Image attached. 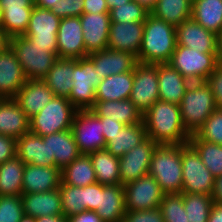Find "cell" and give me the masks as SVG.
Masks as SVG:
<instances>
[{"label":"cell","instance_id":"6da1fadb","mask_svg":"<svg viewBox=\"0 0 222 222\" xmlns=\"http://www.w3.org/2000/svg\"><path fill=\"white\" fill-rule=\"evenodd\" d=\"M143 122L147 138L157 144L183 145L191 135L183 126L179 105L156 101L144 114Z\"/></svg>","mask_w":222,"mask_h":222},{"label":"cell","instance_id":"7a4b0ae2","mask_svg":"<svg viewBox=\"0 0 222 222\" xmlns=\"http://www.w3.org/2000/svg\"><path fill=\"white\" fill-rule=\"evenodd\" d=\"M175 30V26L149 13L144 21L143 40L137 57L138 63H168L177 45Z\"/></svg>","mask_w":222,"mask_h":222},{"label":"cell","instance_id":"3957f363","mask_svg":"<svg viewBox=\"0 0 222 222\" xmlns=\"http://www.w3.org/2000/svg\"><path fill=\"white\" fill-rule=\"evenodd\" d=\"M149 174L165 194L182 193L181 145L158 144L153 152Z\"/></svg>","mask_w":222,"mask_h":222},{"label":"cell","instance_id":"277c9868","mask_svg":"<svg viewBox=\"0 0 222 222\" xmlns=\"http://www.w3.org/2000/svg\"><path fill=\"white\" fill-rule=\"evenodd\" d=\"M183 126L192 135L217 109L214 95L205 82H191L179 103Z\"/></svg>","mask_w":222,"mask_h":222},{"label":"cell","instance_id":"5b68a950","mask_svg":"<svg viewBox=\"0 0 222 222\" xmlns=\"http://www.w3.org/2000/svg\"><path fill=\"white\" fill-rule=\"evenodd\" d=\"M77 111L68 98L54 97L42 110L29 118L30 132L43 137L69 130Z\"/></svg>","mask_w":222,"mask_h":222},{"label":"cell","instance_id":"8992f818","mask_svg":"<svg viewBox=\"0 0 222 222\" xmlns=\"http://www.w3.org/2000/svg\"><path fill=\"white\" fill-rule=\"evenodd\" d=\"M73 85L69 101L77 110H89L96 101V87L104 78L100 77L94 64L88 57L72 59Z\"/></svg>","mask_w":222,"mask_h":222},{"label":"cell","instance_id":"52a82bcc","mask_svg":"<svg viewBox=\"0 0 222 222\" xmlns=\"http://www.w3.org/2000/svg\"><path fill=\"white\" fill-rule=\"evenodd\" d=\"M8 45L16 54L27 79L42 80L58 59L56 54L31 44L24 36L9 38Z\"/></svg>","mask_w":222,"mask_h":222},{"label":"cell","instance_id":"ba28073f","mask_svg":"<svg viewBox=\"0 0 222 222\" xmlns=\"http://www.w3.org/2000/svg\"><path fill=\"white\" fill-rule=\"evenodd\" d=\"M168 63L190 82H202L216 69L219 61L218 53H201L176 46Z\"/></svg>","mask_w":222,"mask_h":222},{"label":"cell","instance_id":"9c48e42d","mask_svg":"<svg viewBox=\"0 0 222 222\" xmlns=\"http://www.w3.org/2000/svg\"><path fill=\"white\" fill-rule=\"evenodd\" d=\"M182 193L211 195L215 177L204 165L197 151L189 144L181 145Z\"/></svg>","mask_w":222,"mask_h":222},{"label":"cell","instance_id":"30bf717a","mask_svg":"<svg viewBox=\"0 0 222 222\" xmlns=\"http://www.w3.org/2000/svg\"><path fill=\"white\" fill-rule=\"evenodd\" d=\"M61 18L51 10L34 6L27 31L23 35L31 44L46 48L58 56L57 32Z\"/></svg>","mask_w":222,"mask_h":222},{"label":"cell","instance_id":"8fae6325","mask_svg":"<svg viewBox=\"0 0 222 222\" xmlns=\"http://www.w3.org/2000/svg\"><path fill=\"white\" fill-rule=\"evenodd\" d=\"M71 130L81 154L105 149L101 119L90 109L77 111Z\"/></svg>","mask_w":222,"mask_h":222},{"label":"cell","instance_id":"7c38bea8","mask_svg":"<svg viewBox=\"0 0 222 222\" xmlns=\"http://www.w3.org/2000/svg\"><path fill=\"white\" fill-rule=\"evenodd\" d=\"M124 186L126 211L159 208L165 193L150 174L142 176Z\"/></svg>","mask_w":222,"mask_h":222},{"label":"cell","instance_id":"4fadbf2b","mask_svg":"<svg viewBox=\"0 0 222 222\" xmlns=\"http://www.w3.org/2000/svg\"><path fill=\"white\" fill-rule=\"evenodd\" d=\"M158 64L138 63L134 68V82L129 99L145 113L159 100Z\"/></svg>","mask_w":222,"mask_h":222},{"label":"cell","instance_id":"5bb4252c","mask_svg":"<svg viewBox=\"0 0 222 222\" xmlns=\"http://www.w3.org/2000/svg\"><path fill=\"white\" fill-rule=\"evenodd\" d=\"M157 143L147 138L128 153L119 157V173L121 185L135 181L149 174V167Z\"/></svg>","mask_w":222,"mask_h":222},{"label":"cell","instance_id":"9a60e30c","mask_svg":"<svg viewBox=\"0 0 222 222\" xmlns=\"http://www.w3.org/2000/svg\"><path fill=\"white\" fill-rule=\"evenodd\" d=\"M58 58L87 57L80 17L61 18L57 32Z\"/></svg>","mask_w":222,"mask_h":222},{"label":"cell","instance_id":"2e32d148","mask_svg":"<svg viewBox=\"0 0 222 222\" xmlns=\"http://www.w3.org/2000/svg\"><path fill=\"white\" fill-rule=\"evenodd\" d=\"M176 46L195 49L201 53H218L219 36L199 25L192 18L176 26Z\"/></svg>","mask_w":222,"mask_h":222},{"label":"cell","instance_id":"e0dca14e","mask_svg":"<svg viewBox=\"0 0 222 222\" xmlns=\"http://www.w3.org/2000/svg\"><path fill=\"white\" fill-rule=\"evenodd\" d=\"M80 21L86 52L90 54L105 50L111 24L110 13H83Z\"/></svg>","mask_w":222,"mask_h":222},{"label":"cell","instance_id":"ac0fdd59","mask_svg":"<svg viewBox=\"0 0 222 222\" xmlns=\"http://www.w3.org/2000/svg\"><path fill=\"white\" fill-rule=\"evenodd\" d=\"M16 156L24 164L56 167L55 158L50 157L47 136L41 137L32 132L24 134L16 140Z\"/></svg>","mask_w":222,"mask_h":222},{"label":"cell","instance_id":"d6986e66","mask_svg":"<svg viewBox=\"0 0 222 222\" xmlns=\"http://www.w3.org/2000/svg\"><path fill=\"white\" fill-rule=\"evenodd\" d=\"M143 33L144 22H111L107 48L121 52H130L138 57Z\"/></svg>","mask_w":222,"mask_h":222},{"label":"cell","instance_id":"ffe728a7","mask_svg":"<svg viewBox=\"0 0 222 222\" xmlns=\"http://www.w3.org/2000/svg\"><path fill=\"white\" fill-rule=\"evenodd\" d=\"M26 81L16 54L7 45L0 50V97L14 98Z\"/></svg>","mask_w":222,"mask_h":222},{"label":"cell","instance_id":"44dd1931","mask_svg":"<svg viewBox=\"0 0 222 222\" xmlns=\"http://www.w3.org/2000/svg\"><path fill=\"white\" fill-rule=\"evenodd\" d=\"M94 64L100 77L106 78L124 72L134 71L138 64L137 57L130 52H121L106 48L88 54L87 56Z\"/></svg>","mask_w":222,"mask_h":222},{"label":"cell","instance_id":"7402d4cb","mask_svg":"<svg viewBox=\"0 0 222 222\" xmlns=\"http://www.w3.org/2000/svg\"><path fill=\"white\" fill-rule=\"evenodd\" d=\"M55 95L49 86L40 79H27L14 99L25 114L31 118L42 110Z\"/></svg>","mask_w":222,"mask_h":222},{"label":"cell","instance_id":"603a6c76","mask_svg":"<svg viewBox=\"0 0 222 222\" xmlns=\"http://www.w3.org/2000/svg\"><path fill=\"white\" fill-rule=\"evenodd\" d=\"M62 182L61 169L57 167L25 164L22 179V193H36L55 190Z\"/></svg>","mask_w":222,"mask_h":222},{"label":"cell","instance_id":"cb8c5ba5","mask_svg":"<svg viewBox=\"0 0 222 222\" xmlns=\"http://www.w3.org/2000/svg\"><path fill=\"white\" fill-rule=\"evenodd\" d=\"M30 132L29 117L14 98L0 99V135L14 139Z\"/></svg>","mask_w":222,"mask_h":222},{"label":"cell","instance_id":"d4e9b609","mask_svg":"<svg viewBox=\"0 0 222 222\" xmlns=\"http://www.w3.org/2000/svg\"><path fill=\"white\" fill-rule=\"evenodd\" d=\"M96 213L104 222H119L126 214L124 186L99 183V205Z\"/></svg>","mask_w":222,"mask_h":222},{"label":"cell","instance_id":"484cf974","mask_svg":"<svg viewBox=\"0 0 222 222\" xmlns=\"http://www.w3.org/2000/svg\"><path fill=\"white\" fill-rule=\"evenodd\" d=\"M190 83L169 63L158 64L159 100L179 105Z\"/></svg>","mask_w":222,"mask_h":222},{"label":"cell","instance_id":"4316f807","mask_svg":"<svg viewBox=\"0 0 222 222\" xmlns=\"http://www.w3.org/2000/svg\"><path fill=\"white\" fill-rule=\"evenodd\" d=\"M21 198L25 214L36 218L63 214L59 188L45 192L22 193Z\"/></svg>","mask_w":222,"mask_h":222},{"label":"cell","instance_id":"83f0119b","mask_svg":"<svg viewBox=\"0 0 222 222\" xmlns=\"http://www.w3.org/2000/svg\"><path fill=\"white\" fill-rule=\"evenodd\" d=\"M98 117H110L124 125H134L143 122V113L130 99L121 101H95L90 109Z\"/></svg>","mask_w":222,"mask_h":222},{"label":"cell","instance_id":"f1b7e54d","mask_svg":"<svg viewBox=\"0 0 222 222\" xmlns=\"http://www.w3.org/2000/svg\"><path fill=\"white\" fill-rule=\"evenodd\" d=\"M134 82V71L110 75L96 87V101L129 99Z\"/></svg>","mask_w":222,"mask_h":222},{"label":"cell","instance_id":"f546056e","mask_svg":"<svg viewBox=\"0 0 222 222\" xmlns=\"http://www.w3.org/2000/svg\"><path fill=\"white\" fill-rule=\"evenodd\" d=\"M49 138L50 157L55 158L61 170L81 155L71 129L46 135Z\"/></svg>","mask_w":222,"mask_h":222},{"label":"cell","instance_id":"4dcf8cb0","mask_svg":"<svg viewBox=\"0 0 222 222\" xmlns=\"http://www.w3.org/2000/svg\"><path fill=\"white\" fill-rule=\"evenodd\" d=\"M147 139V131L144 122L134 125H125L106 143L105 149L116 157H122L135 146Z\"/></svg>","mask_w":222,"mask_h":222},{"label":"cell","instance_id":"1f68e13d","mask_svg":"<svg viewBox=\"0 0 222 222\" xmlns=\"http://www.w3.org/2000/svg\"><path fill=\"white\" fill-rule=\"evenodd\" d=\"M191 18L219 36L222 33V0H192Z\"/></svg>","mask_w":222,"mask_h":222},{"label":"cell","instance_id":"d6a6232c","mask_svg":"<svg viewBox=\"0 0 222 222\" xmlns=\"http://www.w3.org/2000/svg\"><path fill=\"white\" fill-rule=\"evenodd\" d=\"M72 59L58 58L42 79L55 97L68 98L72 89Z\"/></svg>","mask_w":222,"mask_h":222},{"label":"cell","instance_id":"836d02e7","mask_svg":"<svg viewBox=\"0 0 222 222\" xmlns=\"http://www.w3.org/2000/svg\"><path fill=\"white\" fill-rule=\"evenodd\" d=\"M62 183L85 187L97 182L95 170L89 155L81 154L61 170Z\"/></svg>","mask_w":222,"mask_h":222},{"label":"cell","instance_id":"e575fe53","mask_svg":"<svg viewBox=\"0 0 222 222\" xmlns=\"http://www.w3.org/2000/svg\"><path fill=\"white\" fill-rule=\"evenodd\" d=\"M88 155L98 183L105 186L121 184L118 157L113 156L106 149L97 150Z\"/></svg>","mask_w":222,"mask_h":222},{"label":"cell","instance_id":"d590c367","mask_svg":"<svg viewBox=\"0 0 222 222\" xmlns=\"http://www.w3.org/2000/svg\"><path fill=\"white\" fill-rule=\"evenodd\" d=\"M25 164L17 157L0 164V196L22 194V179Z\"/></svg>","mask_w":222,"mask_h":222},{"label":"cell","instance_id":"8d00e7d4","mask_svg":"<svg viewBox=\"0 0 222 222\" xmlns=\"http://www.w3.org/2000/svg\"><path fill=\"white\" fill-rule=\"evenodd\" d=\"M150 13L176 27L191 18L192 0H157Z\"/></svg>","mask_w":222,"mask_h":222},{"label":"cell","instance_id":"74e56055","mask_svg":"<svg viewBox=\"0 0 222 222\" xmlns=\"http://www.w3.org/2000/svg\"><path fill=\"white\" fill-rule=\"evenodd\" d=\"M214 177L222 175V145L199 139L192 134L188 142Z\"/></svg>","mask_w":222,"mask_h":222},{"label":"cell","instance_id":"f35d334b","mask_svg":"<svg viewBox=\"0 0 222 222\" xmlns=\"http://www.w3.org/2000/svg\"><path fill=\"white\" fill-rule=\"evenodd\" d=\"M188 222H208L213 199L211 195L182 193Z\"/></svg>","mask_w":222,"mask_h":222},{"label":"cell","instance_id":"ab89813d","mask_svg":"<svg viewBox=\"0 0 222 222\" xmlns=\"http://www.w3.org/2000/svg\"><path fill=\"white\" fill-rule=\"evenodd\" d=\"M33 8L24 11L2 12L1 27L4 35L9 39L13 36H23L27 31Z\"/></svg>","mask_w":222,"mask_h":222},{"label":"cell","instance_id":"60d3db41","mask_svg":"<svg viewBox=\"0 0 222 222\" xmlns=\"http://www.w3.org/2000/svg\"><path fill=\"white\" fill-rule=\"evenodd\" d=\"M63 215L67 218L84 210V187L70 186L61 182L59 186Z\"/></svg>","mask_w":222,"mask_h":222},{"label":"cell","instance_id":"b9f144b4","mask_svg":"<svg viewBox=\"0 0 222 222\" xmlns=\"http://www.w3.org/2000/svg\"><path fill=\"white\" fill-rule=\"evenodd\" d=\"M159 208L165 222H188L182 193L165 194Z\"/></svg>","mask_w":222,"mask_h":222},{"label":"cell","instance_id":"7bdbcfd3","mask_svg":"<svg viewBox=\"0 0 222 222\" xmlns=\"http://www.w3.org/2000/svg\"><path fill=\"white\" fill-rule=\"evenodd\" d=\"M109 13L111 22L130 23L144 22L150 12L141 4L132 0L122 6L112 8Z\"/></svg>","mask_w":222,"mask_h":222},{"label":"cell","instance_id":"ee69618b","mask_svg":"<svg viewBox=\"0 0 222 222\" xmlns=\"http://www.w3.org/2000/svg\"><path fill=\"white\" fill-rule=\"evenodd\" d=\"M195 135L201 140L222 145V110L216 109Z\"/></svg>","mask_w":222,"mask_h":222},{"label":"cell","instance_id":"f6af8a7d","mask_svg":"<svg viewBox=\"0 0 222 222\" xmlns=\"http://www.w3.org/2000/svg\"><path fill=\"white\" fill-rule=\"evenodd\" d=\"M23 214L21 195L0 196V222H19Z\"/></svg>","mask_w":222,"mask_h":222},{"label":"cell","instance_id":"bcb514c9","mask_svg":"<svg viewBox=\"0 0 222 222\" xmlns=\"http://www.w3.org/2000/svg\"><path fill=\"white\" fill-rule=\"evenodd\" d=\"M84 0H59L51 11L60 18L80 17L83 14Z\"/></svg>","mask_w":222,"mask_h":222},{"label":"cell","instance_id":"7dc6e473","mask_svg":"<svg viewBox=\"0 0 222 222\" xmlns=\"http://www.w3.org/2000/svg\"><path fill=\"white\" fill-rule=\"evenodd\" d=\"M124 220L126 222H165L160 208L126 211Z\"/></svg>","mask_w":222,"mask_h":222},{"label":"cell","instance_id":"c3c4849f","mask_svg":"<svg viewBox=\"0 0 222 222\" xmlns=\"http://www.w3.org/2000/svg\"><path fill=\"white\" fill-rule=\"evenodd\" d=\"M214 95L217 109L222 110V64H218L216 69L207 77L205 81Z\"/></svg>","mask_w":222,"mask_h":222},{"label":"cell","instance_id":"681fc988","mask_svg":"<svg viewBox=\"0 0 222 222\" xmlns=\"http://www.w3.org/2000/svg\"><path fill=\"white\" fill-rule=\"evenodd\" d=\"M99 205V183L84 187V210L97 211Z\"/></svg>","mask_w":222,"mask_h":222},{"label":"cell","instance_id":"f907efd6","mask_svg":"<svg viewBox=\"0 0 222 222\" xmlns=\"http://www.w3.org/2000/svg\"><path fill=\"white\" fill-rule=\"evenodd\" d=\"M16 156V139L0 135V164Z\"/></svg>","mask_w":222,"mask_h":222},{"label":"cell","instance_id":"816d5d0a","mask_svg":"<svg viewBox=\"0 0 222 222\" xmlns=\"http://www.w3.org/2000/svg\"><path fill=\"white\" fill-rule=\"evenodd\" d=\"M35 0H0L2 12L24 11V8H34Z\"/></svg>","mask_w":222,"mask_h":222},{"label":"cell","instance_id":"f5cc1de1","mask_svg":"<svg viewBox=\"0 0 222 222\" xmlns=\"http://www.w3.org/2000/svg\"><path fill=\"white\" fill-rule=\"evenodd\" d=\"M102 122L103 136L106 143L125 126L110 117H99Z\"/></svg>","mask_w":222,"mask_h":222},{"label":"cell","instance_id":"db71d44e","mask_svg":"<svg viewBox=\"0 0 222 222\" xmlns=\"http://www.w3.org/2000/svg\"><path fill=\"white\" fill-rule=\"evenodd\" d=\"M83 13H109L106 0H84Z\"/></svg>","mask_w":222,"mask_h":222},{"label":"cell","instance_id":"11a10c76","mask_svg":"<svg viewBox=\"0 0 222 222\" xmlns=\"http://www.w3.org/2000/svg\"><path fill=\"white\" fill-rule=\"evenodd\" d=\"M68 222H104L95 211L85 210L68 218Z\"/></svg>","mask_w":222,"mask_h":222},{"label":"cell","instance_id":"9f6ffc18","mask_svg":"<svg viewBox=\"0 0 222 222\" xmlns=\"http://www.w3.org/2000/svg\"><path fill=\"white\" fill-rule=\"evenodd\" d=\"M211 198L214 203L222 204V175L215 177Z\"/></svg>","mask_w":222,"mask_h":222},{"label":"cell","instance_id":"6f0895ef","mask_svg":"<svg viewBox=\"0 0 222 222\" xmlns=\"http://www.w3.org/2000/svg\"><path fill=\"white\" fill-rule=\"evenodd\" d=\"M208 222H222V204L213 203Z\"/></svg>","mask_w":222,"mask_h":222},{"label":"cell","instance_id":"680465c9","mask_svg":"<svg viewBox=\"0 0 222 222\" xmlns=\"http://www.w3.org/2000/svg\"><path fill=\"white\" fill-rule=\"evenodd\" d=\"M36 222H68V218L65 217L63 214L41 216L36 218Z\"/></svg>","mask_w":222,"mask_h":222},{"label":"cell","instance_id":"91938a15","mask_svg":"<svg viewBox=\"0 0 222 222\" xmlns=\"http://www.w3.org/2000/svg\"><path fill=\"white\" fill-rule=\"evenodd\" d=\"M57 2H59V0H35V6L42 9L51 10L53 7V4Z\"/></svg>","mask_w":222,"mask_h":222},{"label":"cell","instance_id":"94428289","mask_svg":"<svg viewBox=\"0 0 222 222\" xmlns=\"http://www.w3.org/2000/svg\"><path fill=\"white\" fill-rule=\"evenodd\" d=\"M134 1L141 4L149 12H151L154 9L157 3V0H134Z\"/></svg>","mask_w":222,"mask_h":222},{"label":"cell","instance_id":"6125c7cd","mask_svg":"<svg viewBox=\"0 0 222 222\" xmlns=\"http://www.w3.org/2000/svg\"><path fill=\"white\" fill-rule=\"evenodd\" d=\"M131 1L132 0H106V4L110 11L112 8L122 6L123 4H126Z\"/></svg>","mask_w":222,"mask_h":222},{"label":"cell","instance_id":"be15d7a7","mask_svg":"<svg viewBox=\"0 0 222 222\" xmlns=\"http://www.w3.org/2000/svg\"><path fill=\"white\" fill-rule=\"evenodd\" d=\"M8 45V38L4 35L2 27L0 26V50Z\"/></svg>","mask_w":222,"mask_h":222},{"label":"cell","instance_id":"e7e4bbea","mask_svg":"<svg viewBox=\"0 0 222 222\" xmlns=\"http://www.w3.org/2000/svg\"><path fill=\"white\" fill-rule=\"evenodd\" d=\"M218 61H219L220 64H222V33L219 35Z\"/></svg>","mask_w":222,"mask_h":222},{"label":"cell","instance_id":"03108f58","mask_svg":"<svg viewBox=\"0 0 222 222\" xmlns=\"http://www.w3.org/2000/svg\"><path fill=\"white\" fill-rule=\"evenodd\" d=\"M19 222H36V217L24 213Z\"/></svg>","mask_w":222,"mask_h":222},{"label":"cell","instance_id":"003e7915","mask_svg":"<svg viewBox=\"0 0 222 222\" xmlns=\"http://www.w3.org/2000/svg\"><path fill=\"white\" fill-rule=\"evenodd\" d=\"M1 19H2V10H1V7H0V25H1Z\"/></svg>","mask_w":222,"mask_h":222}]
</instances>
